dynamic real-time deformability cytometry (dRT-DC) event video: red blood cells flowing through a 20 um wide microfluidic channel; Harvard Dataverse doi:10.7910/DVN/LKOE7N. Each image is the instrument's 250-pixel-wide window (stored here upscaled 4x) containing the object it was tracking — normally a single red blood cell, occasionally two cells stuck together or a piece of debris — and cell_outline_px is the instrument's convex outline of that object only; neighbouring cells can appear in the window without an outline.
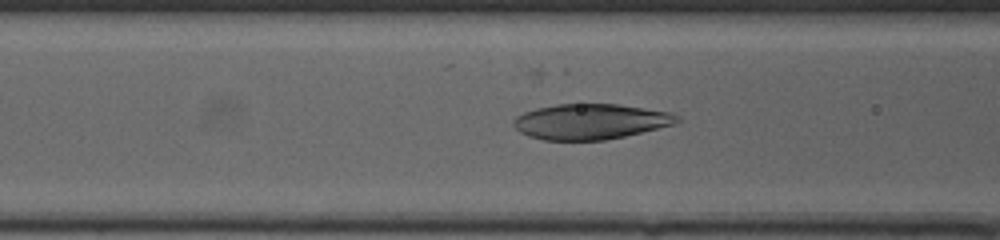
{"species": "human", "species_latin": "Homo sapiens", "temperature_condition": "cold", "stored_images_in_passage": 49, "camera_frame_rate_fps": 3000, "um_per_image_px": 0.085, "donor": {"sex": "female"}, "frame": {"image": 1, "passage_image": 20, "time_ms": 6.333, "image_size_px": [1000, 240], "cell_outline_px": [[680, 120], [676, 124], [624, 136], [604, 140], [544, 140], [528, 136], [520, 132], [512, 124], [512, 120], [516, 116], [524, 112], [536, 108], [556, 104], [616, 104], [672, 112], [680, 116]], "centroid_in_image_um": [50.19, 10.33], "position_along_channel_um": 116.4, "area_um2": 33.87}}
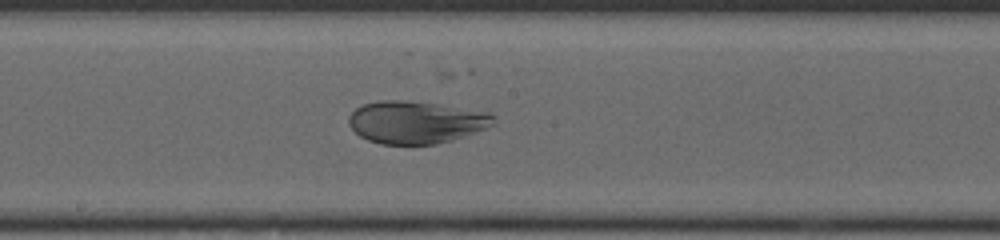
{"frame": {"image": 2, "passage_image": 27, "time_ms": 8.667, "image_size_px": [1000, 240], "cell_outline_px": [[496, 124], [476, 132], [452, 140], [436, 144], [380, 144], [368, 140], [360, 136], [348, 124], [348, 116], [356, 108], [364, 104], [380, 100], [404, 100], [436, 104], [488, 112], [496, 116]], "centroid_in_image_um": [35.36, 10.39], "position_along_channel_um": 212.8, "area_um2": 35.84}}
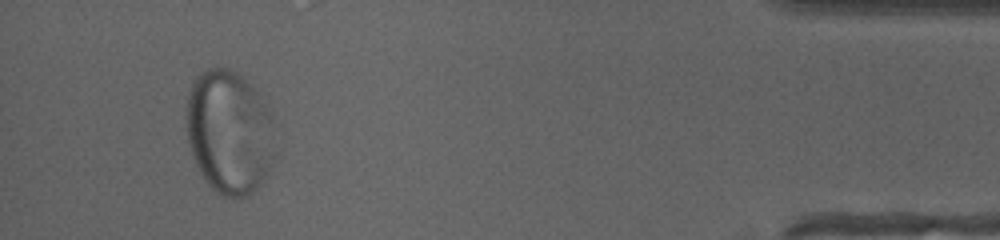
{"frame": {"image": 3, "passage_image": 46, "time_ms": 15.0, "image_size_px": [1000, 240], "cell_outline_px": [[276, 156], [264, 180], [248, 196], [232, 200], [216, 192], [204, 180], [192, 156], [188, 140], [188, 96], [192, 84], [196, 76], [200, 72], [208, 68], [228, 68], [236, 72], [252, 84], [268, 112], [272, 120]], "centroid_in_image_um": [19.51, 11.28], "position_along_channel_um": 415.7, "area_um2": 64.16}, "authors_computed_cell_mechanics": {"area_um2": 41.5004, "velocity_mm_per_s": 4.1232, "shape_relaxation_time_tau1_ms": 7.4793, "shape_relaxation_time_tau2_ms": null, "deformation_change_tau1": 0.28, "deformation_change_tau2": null}}